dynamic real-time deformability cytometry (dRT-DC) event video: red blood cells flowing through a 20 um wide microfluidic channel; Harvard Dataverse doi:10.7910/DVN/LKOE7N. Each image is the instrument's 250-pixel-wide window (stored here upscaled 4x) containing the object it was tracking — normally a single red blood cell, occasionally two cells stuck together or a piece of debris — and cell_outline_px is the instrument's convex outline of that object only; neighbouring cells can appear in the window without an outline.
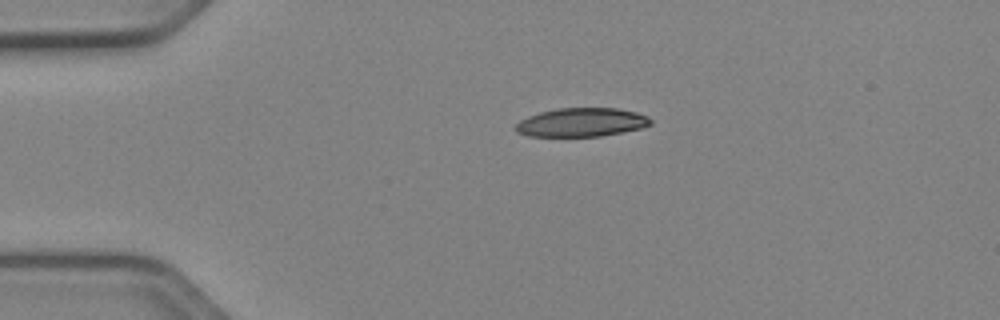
{"species": "Egyptian fruit bat (a non-hibernating species)", "species_latin": "Rousettus aegyptiacus", "temperature_condition": "cold", "stored_images_in_passage": 41, "camera_frame_rate_fps": 3000, "um_per_image_px": 0.085, "animal": {"sex": "female"}, "frame": {"image": 1, "passage_image": 1, "time_ms": 0.0, "image_size_px": [1000, 320], "cell_outline_px": [[652, 124], [640, 128], [600, 136], [528, 136], [516, 132], [516, 124], [520, 120], [528, 116], [540, 112], [556, 108], [616, 108], [636, 112], [648, 116], [652, 120]], "centroid_in_image_um": [49.42, 10.39], "position_along_channel_um": 35.6, "area_um2": 22.48}}
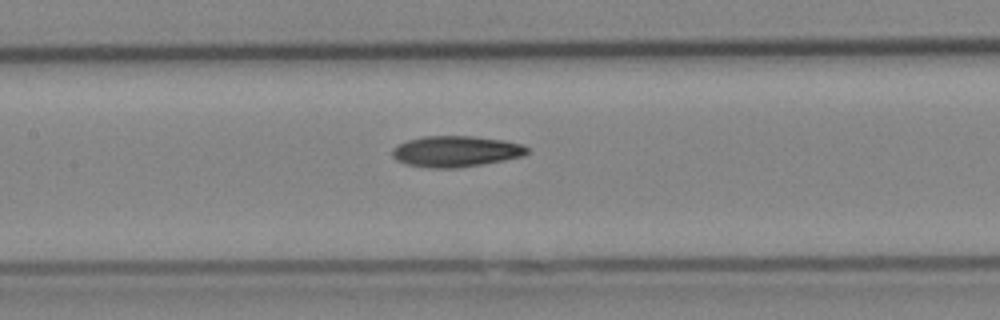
{"frame": {"image": 2, "passage_image": 14, "time_ms": 4.333, "image_size_px": [1000, 320], "cell_outline_px": [[528, 152], [524, 156], [504, 160], [456, 168], [432, 168], [408, 164], [396, 160], [392, 156], [392, 148], [396, 144], [408, 140], [424, 136], [472, 136], [504, 140], [524, 144], [528, 148]], "centroid_in_image_um": [38.75, 12.86], "position_along_channel_um": 168.7, "area_um2": 24.39}}
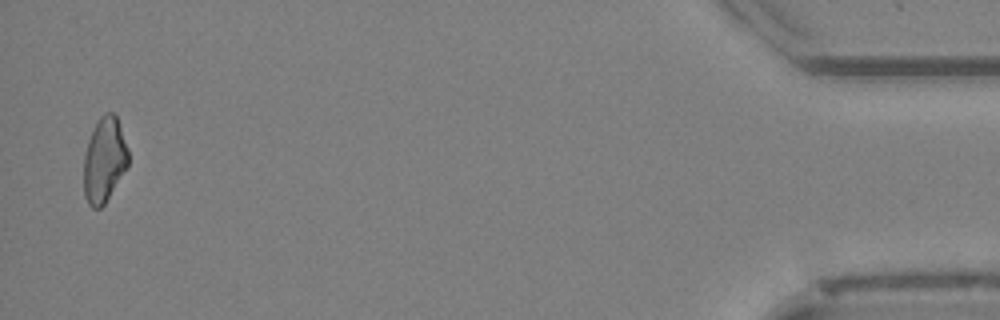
{"frame": {"image": 3, "passage_image": 40, "time_ms": 13.0, "image_size_px": [1000, 320], "cell_outline_px": [[128, 168], [104, 204], [100, 208], [92, 208], [88, 204], [84, 196], [84, 152], [92, 128], [100, 116], [104, 112], [112, 112], [116, 116], [128, 148]], "centroid_in_image_um": [8.86, 13.59], "position_along_channel_um": 426.3, "area_um2": 22.31}, "authors_computed_cell_mechanics": {"area_um2": 23.4668, "velocity_mm_per_s": 3.9727, "shape_relaxation_time_tau1_ms": 9.5427, "shape_relaxation_time_tau2_ms": null, "deformation_change_tau1": 0.1939, "deformation_change_tau2": null}}